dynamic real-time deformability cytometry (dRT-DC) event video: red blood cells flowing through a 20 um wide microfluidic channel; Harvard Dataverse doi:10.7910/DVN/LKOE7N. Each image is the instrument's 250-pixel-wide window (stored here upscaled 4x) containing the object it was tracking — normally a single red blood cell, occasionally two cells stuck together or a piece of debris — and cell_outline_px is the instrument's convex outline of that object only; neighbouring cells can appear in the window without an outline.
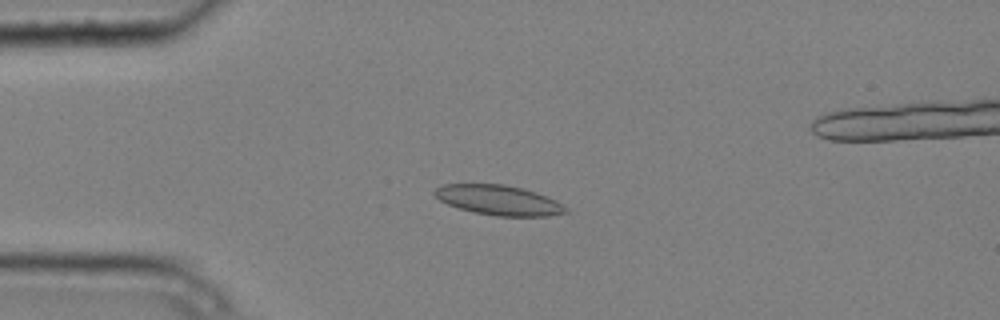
{"species": "common noctule bat (a hibernating species)", "species_latin": "Nyctalus noctula", "temperature_condition": "cold", "stored_images_in_passage": 8, "camera_frame_rate_fps": 3000, "um_per_image_px": 0.085, "animal": {"sex": "male", "body_mass_g": 20.4}, "frame": {"image": 1, "passage_image": 2, "time_ms": 0.333, "image_size_px": [1000, 320], "cell_outline_px": [[568, 212], [548, 216], [496, 216], [472, 212], [448, 204], [440, 200], [432, 192], [436, 188], [444, 184], [504, 184], [524, 188], [548, 196], [564, 204], [568, 208]], "centroid_in_image_um": [42.43, 17.01], "position_along_channel_um": 42.6, "area_um2": 23.0}}
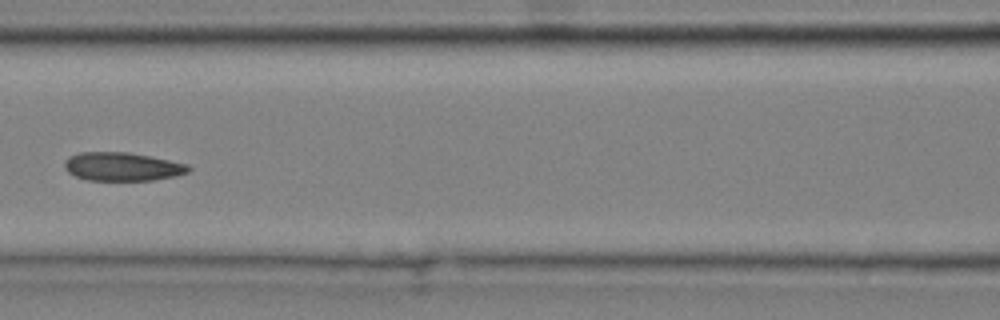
{"frame": {"image": 2, "passage_image": 5, "time_ms": 1.333, "image_size_px": [1000, 320], "cell_outline_px": [[192, 168], [188, 172], [176, 176], [152, 180], [88, 180], [76, 176], [68, 172], [64, 168], [64, 164], [68, 156], [80, 152], [128, 152], [152, 156], [188, 164]], "centroid_in_image_um": [10.41, 14.15], "position_along_channel_um": 156.2, "area_um2": 20.69}}
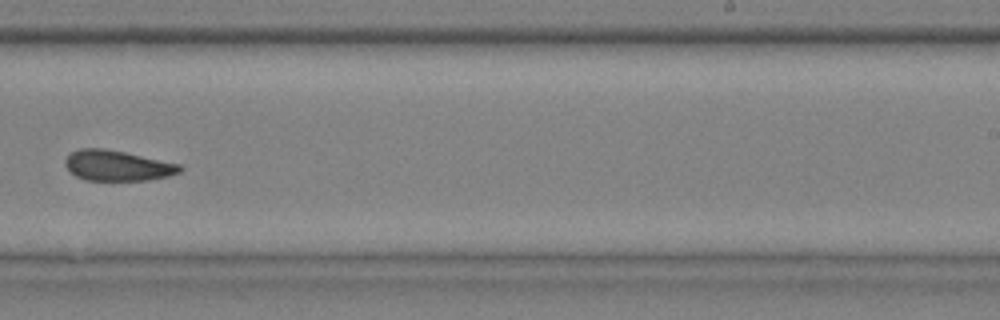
{"frame": {"image": 3, "passage_image": 8, "time_ms": 2.333, "image_size_px": [1000, 320], "cell_outline_px": [[184, 168], [180, 172], [168, 176], [148, 180], [84, 180], [76, 176], [64, 164], [64, 160], [72, 152], [80, 148], [104, 148], [124, 152], [180, 164]], "centroid_in_image_um": [9.98, 14.08], "position_along_channel_um": 279.0, "area_um2": 20.23}}